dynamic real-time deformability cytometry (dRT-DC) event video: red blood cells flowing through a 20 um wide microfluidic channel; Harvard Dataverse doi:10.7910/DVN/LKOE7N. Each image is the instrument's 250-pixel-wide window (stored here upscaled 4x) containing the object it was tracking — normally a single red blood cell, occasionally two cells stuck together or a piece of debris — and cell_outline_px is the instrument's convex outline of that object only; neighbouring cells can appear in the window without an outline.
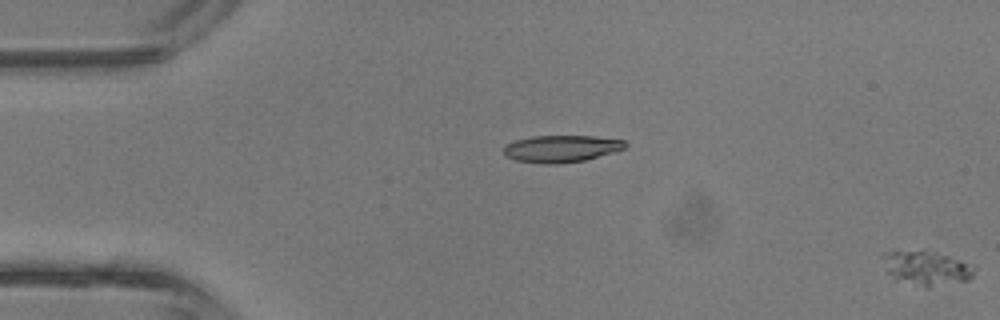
{"species": "common noctule bat (a hibernating species)", "species_latin": "Nyctalus noctula", "temperature_condition": "room temperature", "stored_images_in_passage": 2, "segment_of_instrument_passage": [2, 2], "camera_frame_rate_fps": 3000, "um_per_image_px": 0.085, "animal": {"sex": "male", "body_mass_g": 13.3}, "frame": {"image": 1, "passage_image": 2, "time_ms": 0.333, "image_size_px": [1000, 320], "cell_outline_px": [[976, 268], [972, 276], [968, 280], [928, 288], [896, 280], [888, 272], [880, 256], [880, 252], [936, 252], [960, 260]], "centroid_in_image_um": [78.73, 22.81], "position_along_channel_um": 6.3, "area_um2": 17.98}}